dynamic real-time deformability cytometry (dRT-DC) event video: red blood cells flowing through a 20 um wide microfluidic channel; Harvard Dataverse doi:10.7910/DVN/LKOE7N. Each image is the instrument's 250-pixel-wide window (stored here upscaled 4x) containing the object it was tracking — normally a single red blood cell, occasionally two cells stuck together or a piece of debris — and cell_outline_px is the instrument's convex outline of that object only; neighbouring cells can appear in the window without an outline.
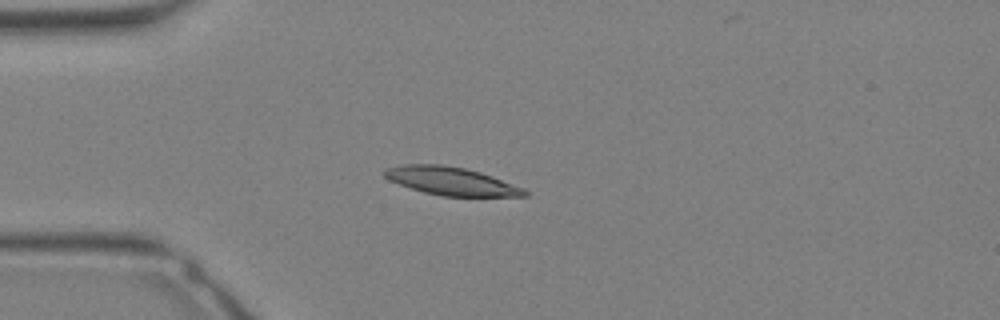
{"species": "Egyptian fruit bat (a non-hibernating species)", "species_latin": "Rousettus aegyptiacus", "temperature_condition": "warm", "stored_images_in_passage": 31, "camera_frame_rate_fps": 3000, "um_per_image_px": 0.085, "animal": {"sex": "female"}, "frame": {"image": 1, "passage_image": 8, "time_ms": 2.333, "image_size_px": [1000, 320], "cell_outline_px": [[528, 196], [444, 196], [424, 192], [388, 180], [380, 172], [384, 168], [404, 164], [444, 164], [464, 168], [480, 172], [492, 176], [524, 188], [528, 192]], "centroid_in_image_um": [38.31, 15.38], "position_along_channel_um": 46.7, "area_um2": 22.95}}
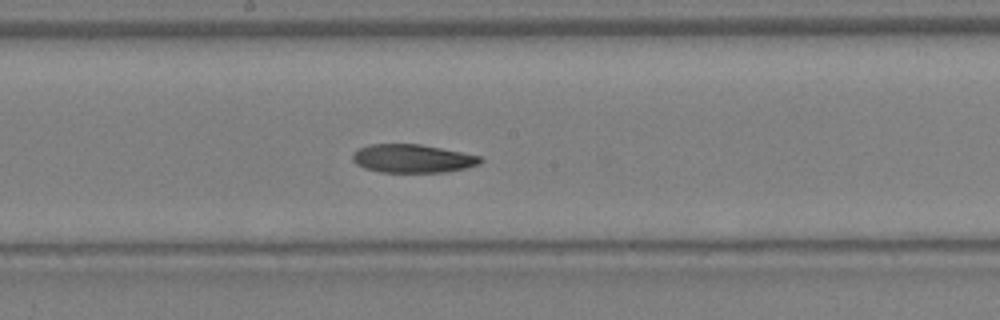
{"frame": {"image": 2, "passage_image": 17, "time_ms": 5.333, "image_size_px": [1000, 320], "cell_outline_px": [[484, 160], [480, 164], [448, 172], [380, 172], [364, 168], [356, 164], [352, 160], [352, 152], [368, 144], [420, 144], [484, 156]], "centroid_in_image_um": [35.09, 13.47], "position_along_channel_um": 213.1, "area_um2": 21.39}}
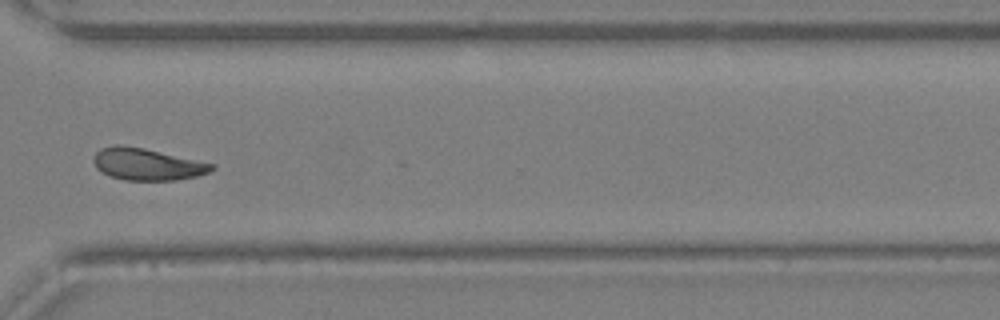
{"frame": {"image": 3, "passage_image": 24, "time_ms": 7.667, "image_size_px": [1000, 320], "cell_outline_px": [[216, 168], [208, 172], [196, 176], [176, 180], [124, 180], [112, 176], [96, 168], [92, 160], [96, 152], [100, 148], [116, 144], [120, 144], [144, 148], [216, 164]], "centroid_in_image_um": [12.5, 13.95], "position_along_channel_um": 358.1, "area_um2": 21.96}}